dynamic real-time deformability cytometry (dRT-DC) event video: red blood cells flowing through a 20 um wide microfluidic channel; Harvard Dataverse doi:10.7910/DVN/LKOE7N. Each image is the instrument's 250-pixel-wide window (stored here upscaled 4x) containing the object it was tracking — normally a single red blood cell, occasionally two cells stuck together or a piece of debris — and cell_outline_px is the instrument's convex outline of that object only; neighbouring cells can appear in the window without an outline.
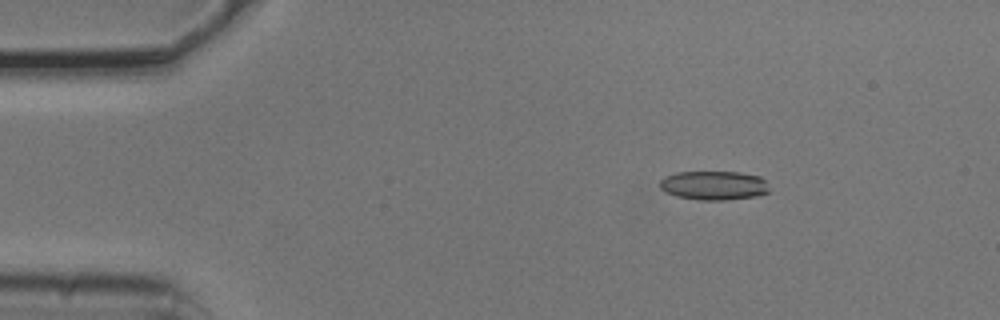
{"species": "common noctule bat (a hibernating species)", "species_latin": "Nyctalus noctula", "temperature_condition": "cold", "stored_images_in_passage": 4, "camera_frame_rate_fps": 3000, "um_per_image_px": 0.085, "animal": {"sex": "male", "body_mass_g": 20.5, "forearm_length_mm": 52.5}, "frame": {"image": 1, "passage_image": 2, "time_ms": 0.333, "image_size_px": [1000, 320], "cell_outline_px": [[768, 192], [756, 196], [728, 200], [700, 200], [676, 196], [664, 192], [660, 188], [660, 180], [664, 176], [676, 172], [740, 172], [760, 176], [764, 180], [768, 188]], "centroid_in_image_um": [60.64, 15.76], "position_along_channel_um": 24.4, "area_um2": 18.61}}